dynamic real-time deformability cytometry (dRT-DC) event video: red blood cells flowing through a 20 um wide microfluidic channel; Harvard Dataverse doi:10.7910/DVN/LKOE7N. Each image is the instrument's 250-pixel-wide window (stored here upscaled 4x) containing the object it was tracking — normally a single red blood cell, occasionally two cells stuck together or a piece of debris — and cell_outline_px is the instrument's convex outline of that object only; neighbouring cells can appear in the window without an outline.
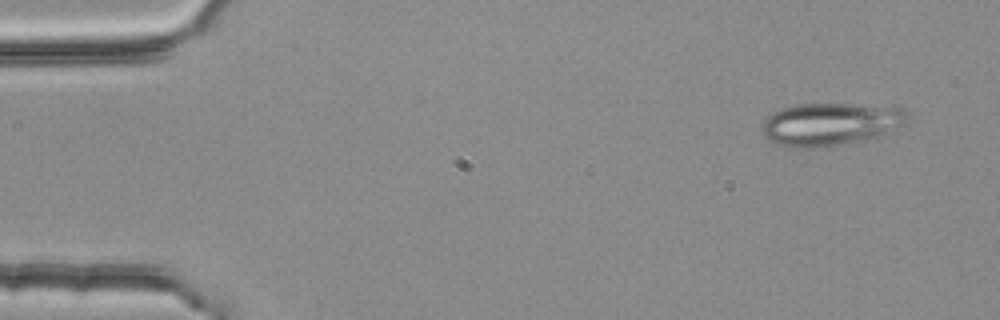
{"species": "common noctule bat (a hibernating species)", "species_latin": "Nyctalus noctula", "temperature_condition": "room temperature", "stored_images_in_passage": 3, "camera_frame_rate_fps": 3000, "um_per_image_px": 0.085, "animal": {"sex": "female", "body_mass_g": 25.1}, "frame": {"image": 1, "passage_image": 1, "time_ms": 0.0, "image_size_px": [1000, 320], "cell_outline_px": [[904, 124], [876, 136], [864, 140], [812, 148], [800, 148], [776, 144], [764, 132], [764, 120], [772, 112], [784, 108], [800, 104], [892, 104], [904, 108]], "centroid_in_image_um": [70.62, 10.51], "position_along_channel_um": 14.4, "area_um2": 35.66}}